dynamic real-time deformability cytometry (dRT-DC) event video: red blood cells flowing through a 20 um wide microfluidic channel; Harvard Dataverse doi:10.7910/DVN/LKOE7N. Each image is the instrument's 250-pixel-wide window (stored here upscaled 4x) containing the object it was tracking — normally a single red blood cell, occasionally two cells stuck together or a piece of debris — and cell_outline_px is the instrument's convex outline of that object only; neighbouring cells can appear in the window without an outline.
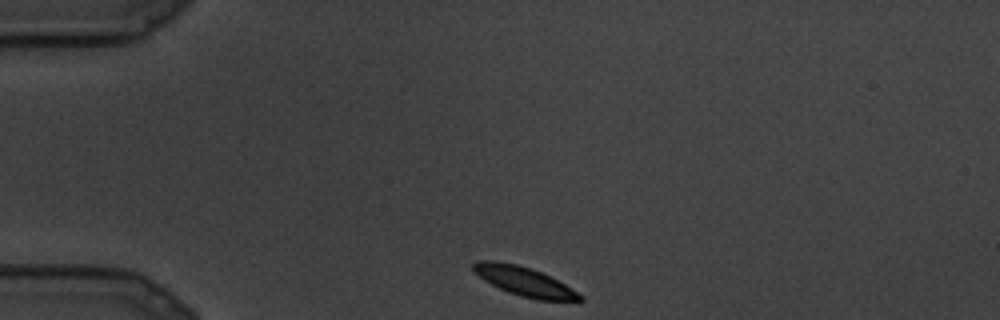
{"species": "common noctule bat (a hibernating species)", "species_latin": "Nyctalus noctula", "temperature_condition": "cold", "stored_images_in_passage": 3, "camera_frame_rate_fps": 3000, "um_per_image_px": 0.085, "animal": {"sex": "male", "body_mass_g": 19.5, "forearm_length_mm": 54.6}, "frame": {"image": 1, "passage_image": 1, "time_ms": 0.0, "image_size_px": [1000, 320], "cell_outline_px": [[584, 300], [580, 304], [536, 300], [520, 296], [508, 292], [484, 280], [472, 268], [472, 264], [476, 260], [496, 260], [516, 264], [532, 268], [564, 284], [584, 296]], "centroid_in_image_um": [44.67, 23.97], "position_along_channel_um": 40.3, "area_um2": 18.55}}